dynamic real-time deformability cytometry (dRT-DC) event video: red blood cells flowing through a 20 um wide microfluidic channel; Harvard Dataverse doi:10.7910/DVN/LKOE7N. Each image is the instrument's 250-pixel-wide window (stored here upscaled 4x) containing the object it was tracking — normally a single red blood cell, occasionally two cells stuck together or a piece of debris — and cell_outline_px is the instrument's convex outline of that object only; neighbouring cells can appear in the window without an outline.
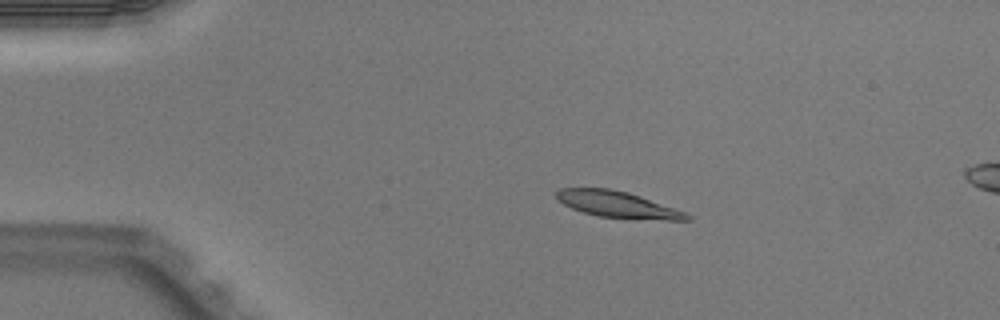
{"species": "Egyptian fruit bat (a non-hibernating species)", "species_latin": "Rousettus aegyptiacus", "temperature_condition": "warm", "stored_images_in_passage": 3, "segment_of_instrument_passage": [1, 2], "camera_frame_rate_fps": 3000, "um_per_image_px": 0.085, "animal": {"sex": "male"}, "frame": {"image": 1, "passage_image": 1, "time_ms": 0.0, "image_size_px": [1000, 320], "cell_outline_px": [[692, 220], [664, 220], [596, 216], [572, 208], [564, 204], [556, 196], [556, 192], [560, 188], [612, 188], [628, 192], [640, 196], [684, 212], [692, 216]], "centroid_in_image_um": [52.49, 17.37], "position_along_channel_um": 32.5, "area_um2": 19.71}}